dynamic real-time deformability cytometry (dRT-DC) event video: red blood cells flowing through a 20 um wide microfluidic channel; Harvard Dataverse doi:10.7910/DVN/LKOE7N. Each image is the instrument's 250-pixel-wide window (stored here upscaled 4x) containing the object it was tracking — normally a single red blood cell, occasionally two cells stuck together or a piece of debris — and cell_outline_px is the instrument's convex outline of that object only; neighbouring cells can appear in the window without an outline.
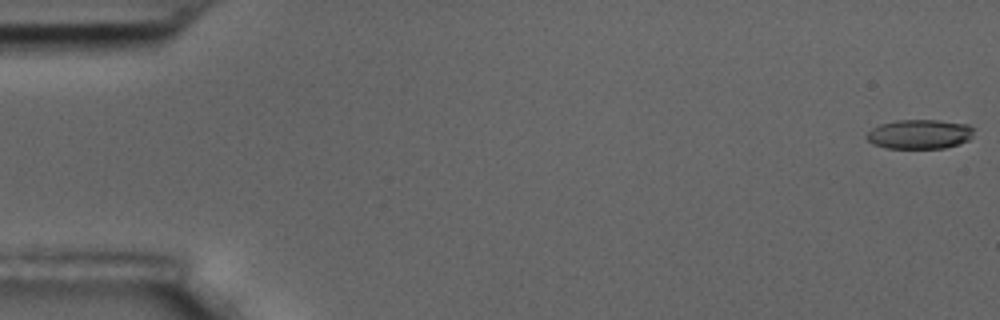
{"species": "common noctule bat (a hibernating species)", "species_latin": "Nyctalus noctula", "temperature_condition": "room temperature", "stored_images_in_passage": 8, "camera_frame_rate_fps": 3000, "um_per_image_px": 0.085, "animal": {"sex": "male", "body_mass_g": 17.5, "forearm_length_mm": 52.3}, "frame": {"image": 1, "passage_image": 1, "time_ms": 0.0, "image_size_px": [1000, 320], "cell_outline_px": [[972, 136], [968, 140], [960, 144], [944, 148], [884, 148], [872, 144], [864, 136], [872, 128], [880, 124], [896, 120], [940, 120], [968, 124], [972, 128]], "centroid_in_image_um": [78.13, 11.4], "position_along_channel_um": 6.9, "area_um2": 18.5}}
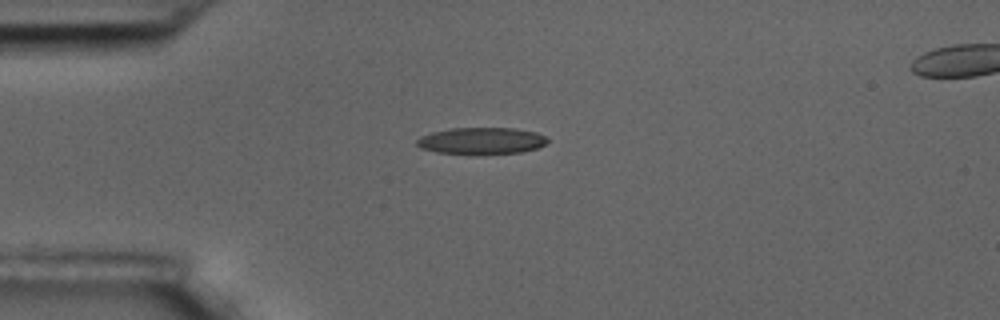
{"frame": {"image": 2, "passage_image": 5, "time_ms": 1.333, "image_size_px": [1000, 320], "cell_outline_px": [[548, 140], [544, 144], [536, 148], [520, 152], [476, 156], [436, 152], [420, 148], [416, 144], [416, 140], [420, 136], [432, 132], [452, 128], [516, 128], [536, 132], [544, 136]], "centroid_in_image_um": [40.87, 11.99], "position_along_channel_um": 44.1, "area_um2": 20.81}}